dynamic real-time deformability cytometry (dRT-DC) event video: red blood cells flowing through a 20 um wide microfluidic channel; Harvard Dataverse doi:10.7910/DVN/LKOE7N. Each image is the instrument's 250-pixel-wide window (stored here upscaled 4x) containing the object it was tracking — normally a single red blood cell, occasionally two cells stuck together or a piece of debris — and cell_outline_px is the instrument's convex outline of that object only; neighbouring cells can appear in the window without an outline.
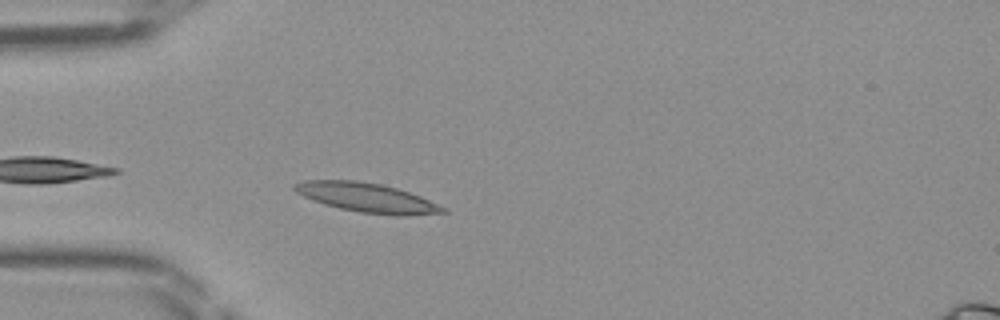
{"species": "Egyptian fruit bat (a non-hibernating species)", "species_latin": "Rousettus aegyptiacus", "temperature_condition": "room temperature", "stored_images_in_passage": 26, "camera_frame_rate_fps": 3000, "um_per_image_px": 0.085, "frame": {"image": 1, "passage_image": 2, "time_ms": 0.333, "image_size_px": [1000, 320], "cell_outline_px": [[448, 212], [404, 216], [396, 216], [360, 212], [340, 208], [324, 204], [304, 196], [296, 192], [292, 188], [292, 184], [304, 180], [356, 180], [380, 184], [396, 188], [420, 196], [448, 208]], "centroid_in_image_um": [31.2, 16.8], "position_along_channel_um": 53.8, "area_um2": 25.32}}
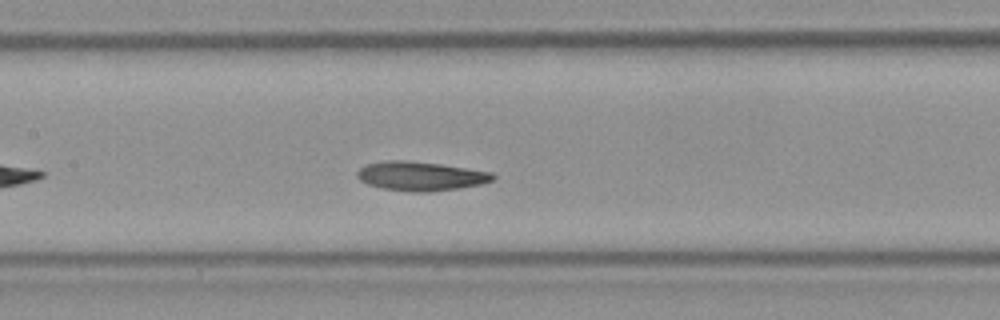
{"frame": {"image": 2, "passage_image": 11, "time_ms": 3.333, "image_size_px": [1000, 320], "cell_outline_px": [[496, 176], [492, 180], [480, 184], [460, 188], [432, 192], [416, 192], [384, 188], [368, 184], [360, 180], [356, 176], [356, 172], [360, 168], [368, 164], [388, 160], [408, 160], [440, 164], [492, 172]], "centroid_in_image_um": [35.76, 14.97], "position_along_channel_um": 171.6, "area_um2": 22.89}}
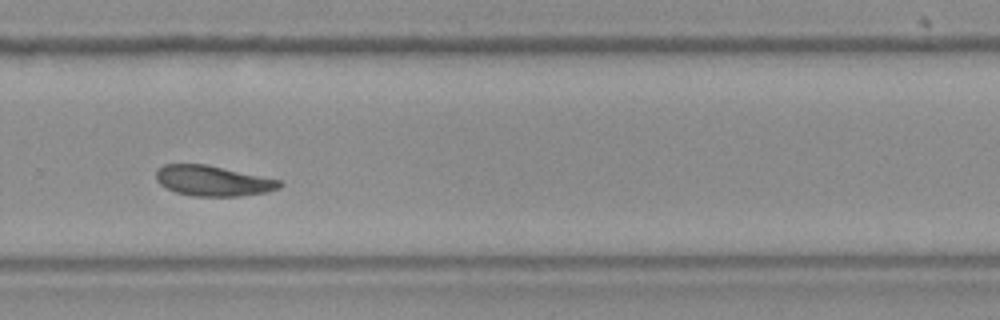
{"frame": {"image": 3, "passage_image": 21, "time_ms": 6.667, "image_size_px": [1000, 320], "cell_outline_px": [[284, 184], [280, 188], [268, 192], [240, 196], [192, 196], [176, 192], [160, 184], [156, 180], [156, 168], [164, 164], [208, 164], [280, 180]], "centroid_in_image_um": [18.11, 15.36], "position_along_channel_um": 311.7, "area_um2": 22.02}}